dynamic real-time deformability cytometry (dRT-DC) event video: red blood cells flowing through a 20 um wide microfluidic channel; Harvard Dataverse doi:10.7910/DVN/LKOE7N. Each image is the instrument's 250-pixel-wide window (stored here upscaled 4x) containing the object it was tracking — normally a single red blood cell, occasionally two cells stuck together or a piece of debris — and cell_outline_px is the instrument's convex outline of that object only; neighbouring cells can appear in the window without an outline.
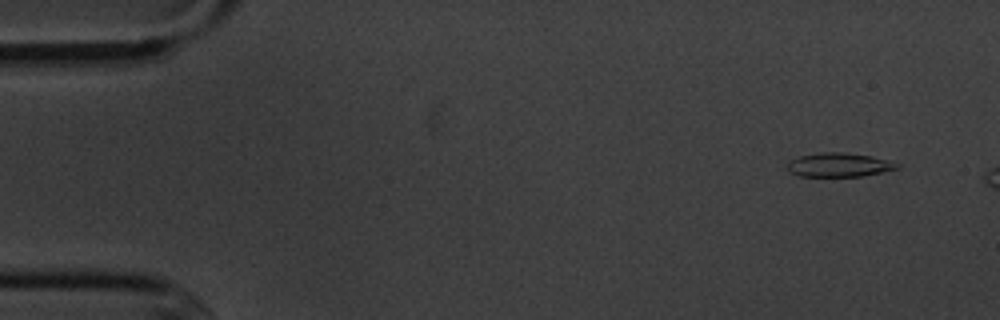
{"species": "common noctule bat (a hibernating species)", "species_latin": "Nyctalus noctula", "temperature_condition": "cold", "stored_images_in_passage": 3, "camera_frame_rate_fps": 3000, "um_per_image_px": 0.085, "animal": {"sex": "male", "body_mass_g": 20.1, "forearm_length_mm": 53.5}, "frame": {"image": 1, "passage_image": 1, "time_ms": 0.0, "image_size_px": [1000, 320], "cell_outline_px": [[900, 168], [860, 176], [800, 176], [788, 172], [788, 160], [800, 156], [820, 152], [848, 152], [872, 156], [900, 164]], "centroid_in_image_um": [71.29, 14.0], "position_along_channel_um": 13.7, "area_um2": 15.32}}